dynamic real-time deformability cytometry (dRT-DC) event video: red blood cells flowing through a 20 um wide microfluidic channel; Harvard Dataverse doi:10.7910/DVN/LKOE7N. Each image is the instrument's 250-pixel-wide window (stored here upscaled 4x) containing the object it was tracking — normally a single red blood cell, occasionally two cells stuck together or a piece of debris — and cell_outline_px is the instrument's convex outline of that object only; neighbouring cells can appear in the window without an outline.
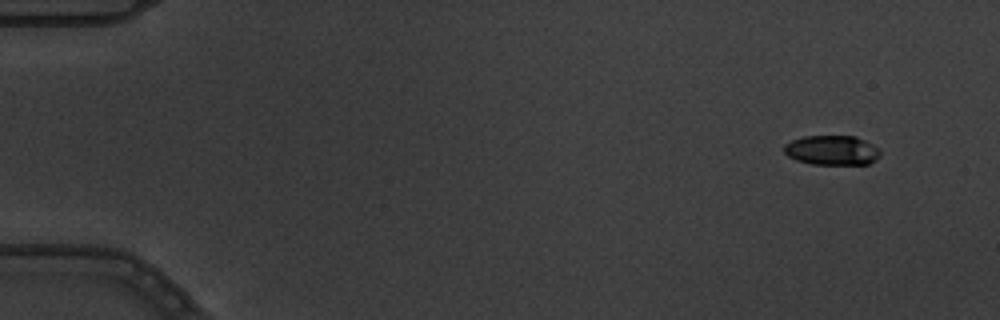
{"species": "common noctule bat (a hibernating species)", "species_latin": "Nyctalus noctula", "temperature_condition": "warm", "stored_images_in_passage": 5, "camera_frame_rate_fps": 3000, "um_per_image_px": 0.085, "animal": {"sex": "male", "body_mass_g": 19.5, "forearm_length_mm": 54.6}, "frame": {"image": 1, "passage_image": 1, "time_ms": 0.0, "image_size_px": [1000, 320], "cell_outline_px": [[880, 156], [876, 160], [868, 164], [812, 164], [796, 160], [788, 156], [784, 152], [784, 144], [792, 140], [804, 136], [856, 136], [864, 140], [876, 148], [880, 152]], "centroid_in_image_um": [70.69, 12.77], "position_along_channel_um": 14.3, "area_um2": 16.53}}